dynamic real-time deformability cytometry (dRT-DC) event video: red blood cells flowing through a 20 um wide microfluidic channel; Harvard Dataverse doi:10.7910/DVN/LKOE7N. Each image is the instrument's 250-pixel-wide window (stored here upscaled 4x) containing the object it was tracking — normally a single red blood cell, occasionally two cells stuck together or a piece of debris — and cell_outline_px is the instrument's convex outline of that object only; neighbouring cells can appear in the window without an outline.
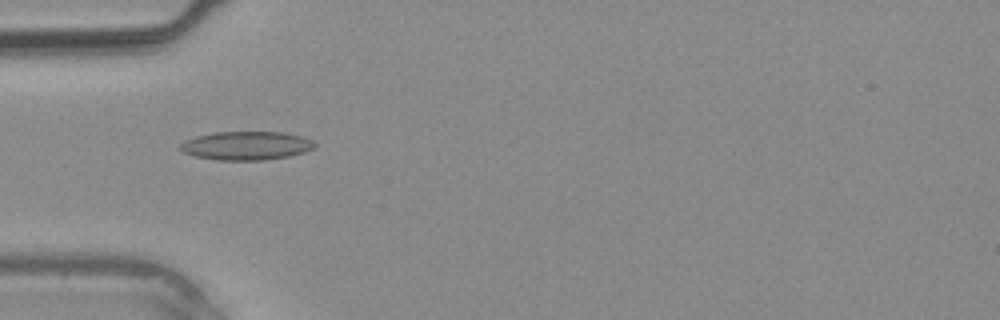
{"species": "common noctule bat (a hibernating species)", "species_latin": "Nyctalus noctula", "temperature_condition": "warm", "stored_images_in_passage": 4, "camera_frame_rate_fps": 3000, "um_per_image_px": 0.085, "animal": {"sex": "male", "body_mass_g": 20.4}, "frame": {"image": 1, "passage_image": 1, "time_ms": 0.0, "image_size_px": [1000, 320], "cell_outline_px": [[316, 144], [312, 148], [304, 152], [288, 156], [264, 160], [216, 160], [196, 156], [184, 152], [176, 148], [184, 140], [196, 136], [212, 132], [284, 132], [304, 136], [312, 140]], "centroid_in_image_um": [20.91, 12.37], "position_along_channel_um": 64.1, "area_um2": 22.54}}